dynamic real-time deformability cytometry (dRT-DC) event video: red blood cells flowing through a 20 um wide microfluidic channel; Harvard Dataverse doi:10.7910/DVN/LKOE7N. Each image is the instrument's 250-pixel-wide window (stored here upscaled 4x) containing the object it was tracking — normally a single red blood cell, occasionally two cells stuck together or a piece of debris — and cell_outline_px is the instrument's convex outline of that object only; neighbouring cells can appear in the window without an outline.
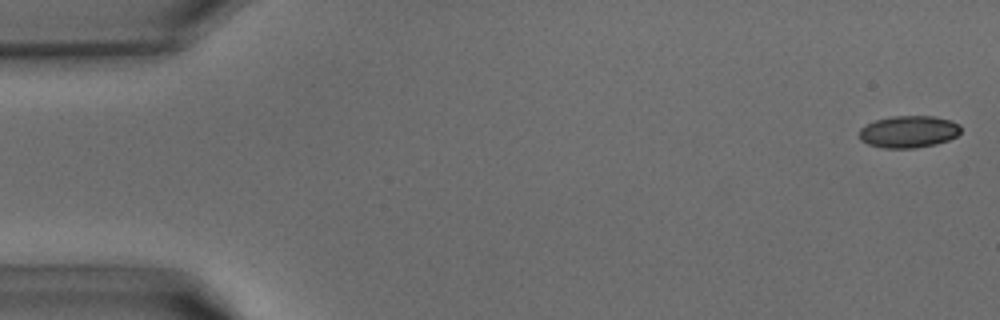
{"species": "common noctule bat (a hibernating species)", "species_latin": "Nyctalus noctula", "temperature_condition": "warm", "stored_images_in_passage": 39, "camera_frame_rate_fps": 3000, "um_per_image_px": 0.085, "animal": {"sex": "male", "body_mass_g": 15.6}, "frame": {"image": 1, "passage_image": 1, "time_ms": 0.0, "image_size_px": [1000, 320], "cell_outline_px": [[960, 132], [956, 136], [948, 140], [936, 144], [916, 148], [884, 148], [868, 144], [860, 140], [860, 128], [876, 120], [892, 116], [932, 116], [948, 120], [960, 124]], "centroid_in_image_um": [77.23, 11.2], "position_along_channel_um": 7.8, "area_um2": 18.84}}
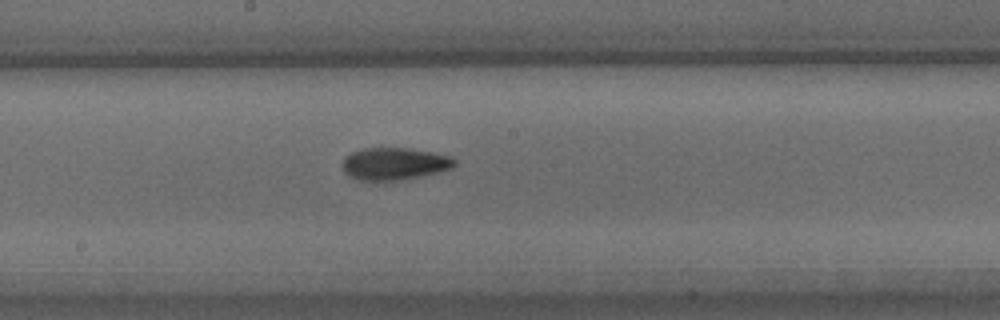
{"frame": {"image": 2, "passage_image": 21, "time_ms": 6.667, "image_size_px": [1000, 320], "cell_outline_px": [[456, 164], [452, 168], [404, 180], [360, 180], [348, 176], [344, 172], [344, 156], [352, 152], [364, 148], [408, 148], [432, 152], [452, 156], [456, 160]], "centroid_in_image_um": [33.54, 13.91], "position_along_channel_um": 214.7, "area_um2": 21.04}}
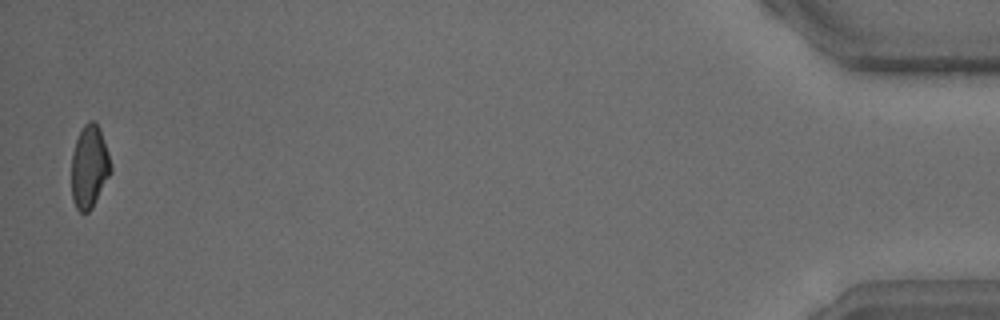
{"frame": {"image": 3, "passage_image": 39, "time_ms": 12.667, "image_size_px": [1000, 320], "cell_outline_px": [[112, 172], [92, 208], [88, 212], [80, 212], [76, 208], [72, 200], [72, 152], [80, 128], [88, 120], [96, 120], [100, 128], [112, 164]], "centroid_in_image_um": [7.6, 14.14], "position_along_channel_um": 427.6, "area_um2": 19.31}}